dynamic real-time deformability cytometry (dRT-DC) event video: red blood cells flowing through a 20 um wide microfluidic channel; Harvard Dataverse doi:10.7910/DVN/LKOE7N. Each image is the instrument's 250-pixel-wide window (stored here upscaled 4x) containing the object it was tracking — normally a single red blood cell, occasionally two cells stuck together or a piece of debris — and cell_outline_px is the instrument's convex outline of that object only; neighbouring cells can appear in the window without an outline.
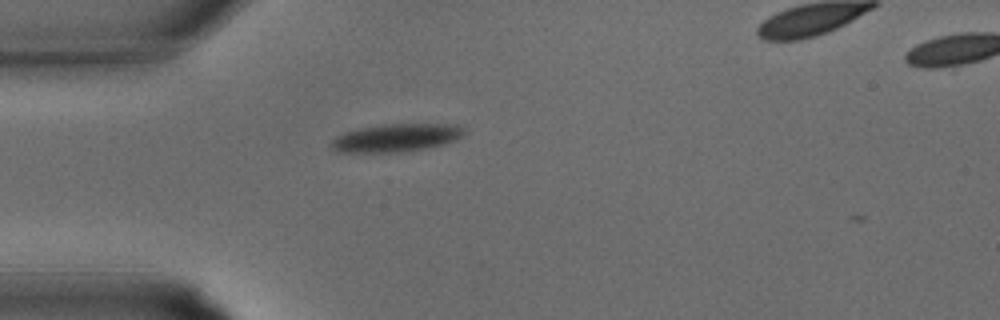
{"species": "common noctule bat (a hibernating species)", "species_latin": "Nyctalus noctula", "temperature_condition": "warm", "stored_images_in_passage": 21, "camera_frame_rate_fps": 3000, "um_per_image_px": 0.085, "animal": {"sex": "male", "body_mass_g": 15.6}, "frame": {"image": 1, "passage_image": 2, "time_ms": 0.333, "image_size_px": [1000, 320], "cell_outline_px": [[468, 132], [444, 144], [424, 148], [400, 152], [336, 152], [328, 144], [336, 136], [344, 132], [360, 128], [380, 124], [456, 124], [464, 128]], "centroid_in_image_um": [33.63, 11.7], "position_along_channel_um": 51.4, "area_um2": 21.68}}
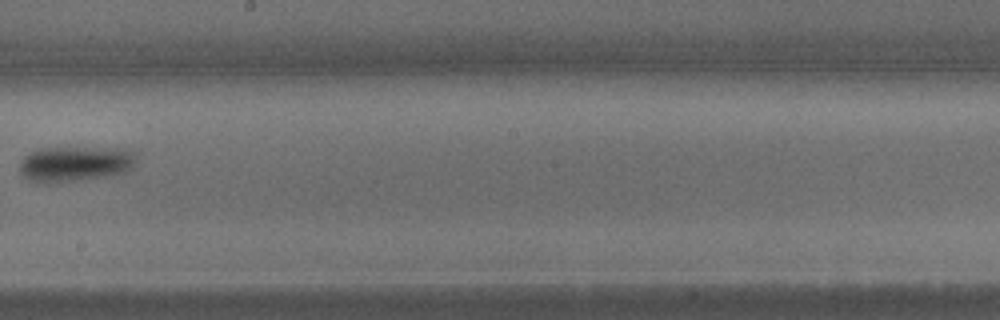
{"frame": {"image": 2, "passage_image": 12, "time_ms": 3.667, "image_size_px": [1000, 320], "cell_outline_px": [[136, 160], [132, 168], [128, 172], [108, 176], [72, 180], [32, 180], [24, 176], [20, 172], [20, 160], [24, 156], [40, 148], [128, 148], [136, 152]], "centroid_in_image_um": [6.49, 13.87], "position_along_channel_um": 241.7, "area_um2": 23.52}}
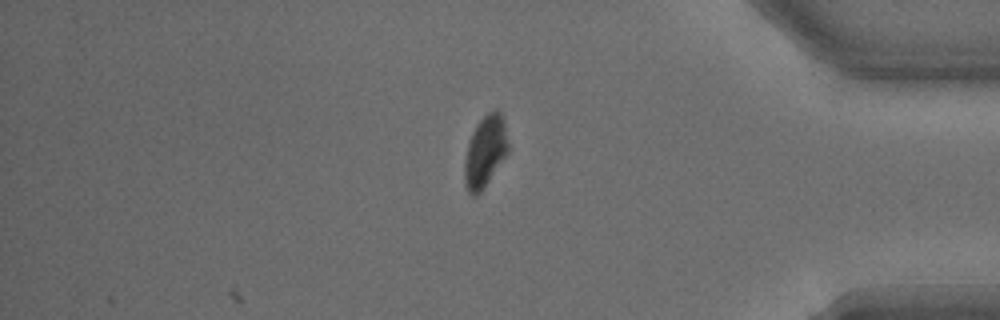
{"frame": {"image": 3, "passage_image": 21, "time_ms": 6.667, "image_size_px": [1000, 320], "cell_outline_px": [[508, 152], [484, 188], [476, 196], [472, 196], [468, 192], [464, 184], [464, 160], [468, 140], [476, 124], [488, 112], [496, 108], [500, 112], [504, 120], [508, 140]], "centroid_in_image_um": [41.22, 12.87], "position_along_channel_um": 394.0, "area_um2": 18.44}}